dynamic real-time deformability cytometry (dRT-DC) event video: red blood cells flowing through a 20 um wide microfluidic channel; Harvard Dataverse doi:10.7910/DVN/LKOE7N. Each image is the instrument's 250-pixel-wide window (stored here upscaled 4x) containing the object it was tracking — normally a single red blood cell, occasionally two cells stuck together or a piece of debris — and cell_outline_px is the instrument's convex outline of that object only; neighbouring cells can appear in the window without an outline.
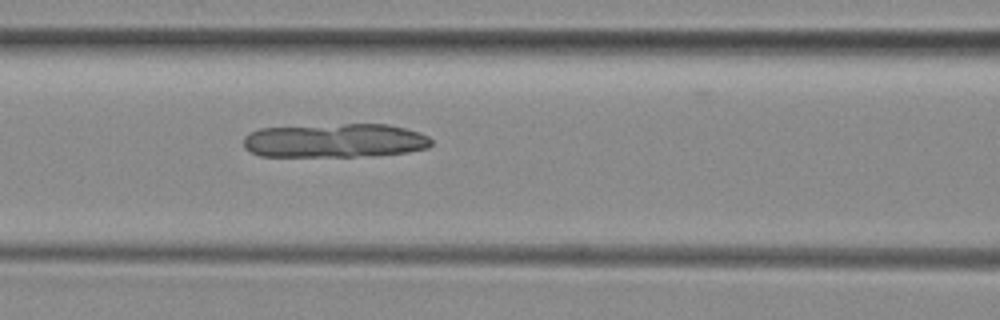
{"species": "common noctule bat (a hibernating species)", "species_latin": "Nyctalus noctula", "temperature_condition": "room temperature", "stored_images_in_passage": 37, "camera_frame_rate_fps": 3000, "um_per_image_px": 0.085, "animal": {"sex": "female", "body_mass_g": 29.2, "forearm_length_mm": 56.3}, "frame": {"image": 1, "passage_image": 17, "time_ms": 5.333, "image_size_px": [1000, 320], "cell_outline_px": [[432, 144], [428, 148], [408, 152], [376, 156], [260, 156], [244, 148], [244, 136], [260, 128], [344, 124], [388, 124], [420, 132], [428, 136], [432, 140]], "centroid_in_image_um": [28.51, 11.95], "position_along_channel_um": 138.1, "area_um2": 37.34}}
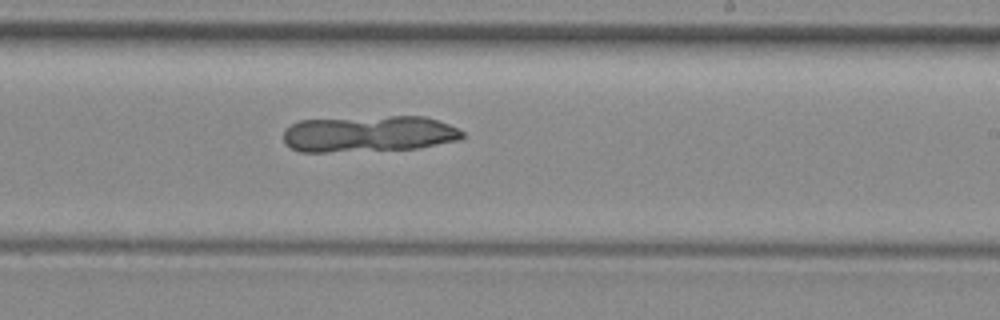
{"frame": {"image": 2, "passage_image": 26, "time_ms": 8.333, "image_size_px": [1000, 320], "cell_outline_px": [[464, 136], [460, 140], [416, 148], [328, 152], [300, 152], [284, 144], [284, 132], [292, 124], [300, 120], [388, 116], [424, 116], [448, 124], [464, 132]], "centroid_in_image_um": [31.34, 11.38], "position_along_channel_um": 257.7, "area_um2": 37.74}}
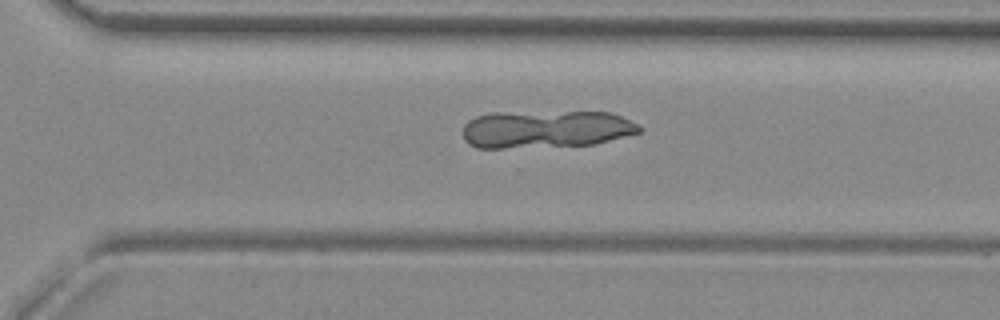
{"frame": {"image": 3, "passage_image": 31, "time_ms": 10.0, "image_size_px": [1000, 320], "cell_outline_px": [[640, 132], [596, 144], [504, 148], [476, 148], [468, 144], [464, 140], [464, 124], [468, 120], [476, 116], [492, 112], [608, 112], [620, 116], [636, 124], [640, 128]], "centroid_in_image_um": [46.34, 10.98], "position_along_channel_um": 324.3, "area_um2": 38.61}}